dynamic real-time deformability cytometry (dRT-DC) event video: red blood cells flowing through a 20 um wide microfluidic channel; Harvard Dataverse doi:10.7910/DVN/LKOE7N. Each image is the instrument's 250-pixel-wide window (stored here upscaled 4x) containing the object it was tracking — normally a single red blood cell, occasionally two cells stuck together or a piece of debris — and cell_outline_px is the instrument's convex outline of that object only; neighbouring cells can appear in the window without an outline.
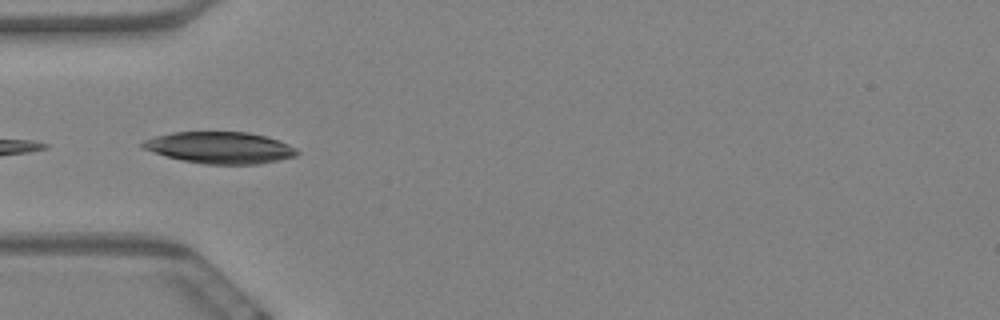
{"species": "Egyptian fruit bat (a non-hibernating species)", "species_latin": "Rousettus aegyptiacus", "temperature_condition": "warm", "stored_images_in_passage": 26, "camera_frame_rate_fps": 3000, "um_per_image_px": 0.085, "animal": {"sex": "female"}, "frame": {"image": 1, "passage_image": 1, "time_ms": 0.0, "image_size_px": [1000, 320], "cell_outline_px": [[300, 152], [296, 156], [256, 164], [204, 164], [184, 160], [168, 156], [144, 148], [140, 144], [144, 140], [156, 136], [172, 132], [248, 132], [280, 140], [296, 148]], "centroid_in_image_um": [18.74, 12.54], "position_along_channel_um": 66.3, "area_um2": 28.09}}